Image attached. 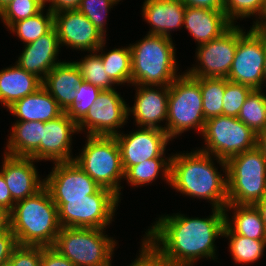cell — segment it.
Returning a JSON list of instances; mask_svg holds the SVG:
<instances>
[{"label": "cell", "instance_id": "33", "mask_svg": "<svg viewBox=\"0 0 266 266\" xmlns=\"http://www.w3.org/2000/svg\"><path fill=\"white\" fill-rule=\"evenodd\" d=\"M263 90H253L241 107L238 119L255 134L266 129V94Z\"/></svg>", "mask_w": 266, "mask_h": 266}, {"label": "cell", "instance_id": "4", "mask_svg": "<svg viewBox=\"0 0 266 266\" xmlns=\"http://www.w3.org/2000/svg\"><path fill=\"white\" fill-rule=\"evenodd\" d=\"M131 51L132 85L170 86L180 75L173 39L146 34Z\"/></svg>", "mask_w": 266, "mask_h": 266}, {"label": "cell", "instance_id": "19", "mask_svg": "<svg viewBox=\"0 0 266 266\" xmlns=\"http://www.w3.org/2000/svg\"><path fill=\"white\" fill-rule=\"evenodd\" d=\"M78 134V125L64 112L58 118L46 121L42 128L40 161H73L72 136Z\"/></svg>", "mask_w": 266, "mask_h": 266}, {"label": "cell", "instance_id": "14", "mask_svg": "<svg viewBox=\"0 0 266 266\" xmlns=\"http://www.w3.org/2000/svg\"><path fill=\"white\" fill-rule=\"evenodd\" d=\"M134 131V132H133ZM115 135L118 142L124 172L130 167L152 158L165 157L166 146L172 139L166 131L155 128H140Z\"/></svg>", "mask_w": 266, "mask_h": 266}, {"label": "cell", "instance_id": "11", "mask_svg": "<svg viewBox=\"0 0 266 266\" xmlns=\"http://www.w3.org/2000/svg\"><path fill=\"white\" fill-rule=\"evenodd\" d=\"M238 26V44L228 81L263 90V67L266 48V27Z\"/></svg>", "mask_w": 266, "mask_h": 266}, {"label": "cell", "instance_id": "43", "mask_svg": "<svg viewBox=\"0 0 266 266\" xmlns=\"http://www.w3.org/2000/svg\"><path fill=\"white\" fill-rule=\"evenodd\" d=\"M40 266H75L54 247H42Z\"/></svg>", "mask_w": 266, "mask_h": 266}, {"label": "cell", "instance_id": "34", "mask_svg": "<svg viewBox=\"0 0 266 266\" xmlns=\"http://www.w3.org/2000/svg\"><path fill=\"white\" fill-rule=\"evenodd\" d=\"M89 53L80 61H73L78 67L83 80L101 90L115 89L116 84L106 74L101 56L96 51Z\"/></svg>", "mask_w": 266, "mask_h": 266}, {"label": "cell", "instance_id": "23", "mask_svg": "<svg viewBox=\"0 0 266 266\" xmlns=\"http://www.w3.org/2000/svg\"><path fill=\"white\" fill-rule=\"evenodd\" d=\"M82 81L83 78L75 63L62 61L42 80V87L65 111L73 103L77 87Z\"/></svg>", "mask_w": 266, "mask_h": 266}, {"label": "cell", "instance_id": "3", "mask_svg": "<svg viewBox=\"0 0 266 266\" xmlns=\"http://www.w3.org/2000/svg\"><path fill=\"white\" fill-rule=\"evenodd\" d=\"M8 225L18 245L53 247L61 226L49 191L43 187L35 195L17 201L8 214Z\"/></svg>", "mask_w": 266, "mask_h": 266}, {"label": "cell", "instance_id": "22", "mask_svg": "<svg viewBox=\"0 0 266 266\" xmlns=\"http://www.w3.org/2000/svg\"><path fill=\"white\" fill-rule=\"evenodd\" d=\"M183 26L199 46L219 38L232 24L223 10L186 6Z\"/></svg>", "mask_w": 266, "mask_h": 266}, {"label": "cell", "instance_id": "12", "mask_svg": "<svg viewBox=\"0 0 266 266\" xmlns=\"http://www.w3.org/2000/svg\"><path fill=\"white\" fill-rule=\"evenodd\" d=\"M238 44V25H232L219 38L196 48L197 65L186 70L194 78H227Z\"/></svg>", "mask_w": 266, "mask_h": 266}, {"label": "cell", "instance_id": "21", "mask_svg": "<svg viewBox=\"0 0 266 266\" xmlns=\"http://www.w3.org/2000/svg\"><path fill=\"white\" fill-rule=\"evenodd\" d=\"M185 8L181 0H144L141 12L151 26L148 34L172 39L171 32L183 28Z\"/></svg>", "mask_w": 266, "mask_h": 266}, {"label": "cell", "instance_id": "5", "mask_svg": "<svg viewBox=\"0 0 266 266\" xmlns=\"http://www.w3.org/2000/svg\"><path fill=\"white\" fill-rule=\"evenodd\" d=\"M205 121L200 78L182 72L169 86L165 131L172 140L188 130L201 135Z\"/></svg>", "mask_w": 266, "mask_h": 266}, {"label": "cell", "instance_id": "30", "mask_svg": "<svg viewBox=\"0 0 266 266\" xmlns=\"http://www.w3.org/2000/svg\"><path fill=\"white\" fill-rule=\"evenodd\" d=\"M229 238V251L235 264L255 263L264 255L266 240H256L233 233L226 225L222 238Z\"/></svg>", "mask_w": 266, "mask_h": 266}, {"label": "cell", "instance_id": "26", "mask_svg": "<svg viewBox=\"0 0 266 266\" xmlns=\"http://www.w3.org/2000/svg\"><path fill=\"white\" fill-rule=\"evenodd\" d=\"M44 122L15 121L11 126L5 154L16 157H32L40 161V143Z\"/></svg>", "mask_w": 266, "mask_h": 266}, {"label": "cell", "instance_id": "35", "mask_svg": "<svg viewBox=\"0 0 266 266\" xmlns=\"http://www.w3.org/2000/svg\"><path fill=\"white\" fill-rule=\"evenodd\" d=\"M205 120L223 115L225 78H200Z\"/></svg>", "mask_w": 266, "mask_h": 266}, {"label": "cell", "instance_id": "7", "mask_svg": "<svg viewBox=\"0 0 266 266\" xmlns=\"http://www.w3.org/2000/svg\"><path fill=\"white\" fill-rule=\"evenodd\" d=\"M226 163L228 204L255 205L266 196V158L257 147Z\"/></svg>", "mask_w": 266, "mask_h": 266}, {"label": "cell", "instance_id": "39", "mask_svg": "<svg viewBox=\"0 0 266 266\" xmlns=\"http://www.w3.org/2000/svg\"><path fill=\"white\" fill-rule=\"evenodd\" d=\"M252 91V88L244 84L234 83L225 78L223 115L238 117L241 107L244 105V102Z\"/></svg>", "mask_w": 266, "mask_h": 266}, {"label": "cell", "instance_id": "47", "mask_svg": "<svg viewBox=\"0 0 266 266\" xmlns=\"http://www.w3.org/2000/svg\"><path fill=\"white\" fill-rule=\"evenodd\" d=\"M256 147L266 158V129L256 134Z\"/></svg>", "mask_w": 266, "mask_h": 266}, {"label": "cell", "instance_id": "17", "mask_svg": "<svg viewBox=\"0 0 266 266\" xmlns=\"http://www.w3.org/2000/svg\"><path fill=\"white\" fill-rule=\"evenodd\" d=\"M135 102L128 106V116L131 114L135 125L141 128H155L165 131L168 112L169 86L133 85ZM165 125H161L163 122Z\"/></svg>", "mask_w": 266, "mask_h": 266}, {"label": "cell", "instance_id": "18", "mask_svg": "<svg viewBox=\"0 0 266 266\" xmlns=\"http://www.w3.org/2000/svg\"><path fill=\"white\" fill-rule=\"evenodd\" d=\"M3 155L0 173L15 202L35 195L44 187V179L38 175L34 165L39 161L32 157H16L5 153Z\"/></svg>", "mask_w": 266, "mask_h": 266}, {"label": "cell", "instance_id": "42", "mask_svg": "<svg viewBox=\"0 0 266 266\" xmlns=\"http://www.w3.org/2000/svg\"><path fill=\"white\" fill-rule=\"evenodd\" d=\"M16 238L9 225L0 229V266L10 259L13 249L17 246Z\"/></svg>", "mask_w": 266, "mask_h": 266}, {"label": "cell", "instance_id": "49", "mask_svg": "<svg viewBox=\"0 0 266 266\" xmlns=\"http://www.w3.org/2000/svg\"><path fill=\"white\" fill-rule=\"evenodd\" d=\"M8 225V213L0 207V229Z\"/></svg>", "mask_w": 266, "mask_h": 266}, {"label": "cell", "instance_id": "27", "mask_svg": "<svg viewBox=\"0 0 266 266\" xmlns=\"http://www.w3.org/2000/svg\"><path fill=\"white\" fill-rule=\"evenodd\" d=\"M232 211V219L228 211ZM225 225L235 234L256 240H266V229L255 205L227 204L224 208Z\"/></svg>", "mask_w": 266, "mask_h": 266}, {"label": "cell", "instance_id": "24", "mask_svg": "<svg viewBox=\"0 0 266 266\" xmlns=\"http://www.w3.org/2000/svg\"><path fill=\"white\" fill-rule=\"evenodd\" d=\"M17 117L16 121L46 122L58 118L64 113L56 100L40 87L35 93L15 101L7 111Z\"/></svg>", "mask_w": 266, "mask_h": 266}, {"label": "cell", "instance_id": "51", "mask_svg": "<svg viewBox=\"0 0 266 266\" xmlns=\"http://www.w3.org/2000/svg\"><path fill=\"white\" fill-rule=\"evenodd\" d=\"M13 0H0V12L6 8Z\"/></svg>", "mask_w": 266, "mask_h": 266}, {"label": "cell", "instance_id": "1", "mask_svg": "<svg viewBox=\"0 0 266 266\" xmlns=\"http://www.w3.org/2000/svg\"><path fill=\"white\" fill-rule=\"evenodd\" d=\"M211 209L207 218L179 212L160 215L146 230L143 240L170 266H195L201 258L216 261L215 241L223 236L225 212Z\"/></svg>", "mask_w": 266, "mask_h": 266}, {"label": "cell", "instance_id": "28", "mask_svg": "<svg viewBox=\"0 0 266 266\" xmlns=\"http://www.w3.org/2000/svg\"><path fill=\"white\" fill-rule=\"evenodd\" d=\"M106 41L96 50L101 56L105 72L116 85L131 84L132 62L129 45L104 51ZM101 52V53H100Z\"/></svg>", "mask_w": 266, "mask_h": 266}, {"label": "cell", "instance_id": "25", "mask_svg": "<svg viewBox=\"0 0 266 266\" xmlns=\"http://www.w3.org/2000/svg\"><path fill=\"white\" fill-rule=\"evenodd\" d=\"M40 87L42 80L17 64L0 70V103L4 108L35 93Z\"/></svg>", "mask_w": 266, "mask_h": 266}, {"label": "cell", "instance_id": "50", "mask_svg": "<svg viewBox=\"0 0 266 266\" xmlns=\"http://www.w3.org/2000/svg\"><path fill=\"white\" fill-rule=\"evenodd\" d=\"M266 86V48L264 57V67H263V88Z\"/></svg>", "mask_w": 266, "mask_h": 266}, {"label": "cell", "instance_id": "16", "mask_svg": "<svg viewBox=\"0 0 266 266\" xmlns=\"http://www.w3.org/2000/svg\"><path fill=\"white\" fill-rule=\"evenodd\" d=\"M44 178V187L52 199H86L101 187L75 162H55Z\"/></svg>", "mask_w": 266, "mask_h": 266}, {"label": "cell", "instance_id": "46", "mask_svg": "<svg viewBox=\"0 0 266 266\" xmlns=\"http://www.w3.org/2000/svg\"><path fill=\"white\" fill-rule=\"evenodd\" d=\"M186 6L223 10L224 0H181Z\"/></svg>", "mask_w": 266, "mask_h": 266}, {"label": "cell", "instance_id": "2", "mask_svg": "<svg viewBox=\"0 0 266 266\" xmlns=\"http://www.w3.org/2000/svg\"><path fill=\"white\" fill-rule=\"evenodd\" d=\"M171 155L170 187L182 196L205 199L212 208L224 209L228 204L226 161L198 148ZM214 160L225 175L218 171Z\"/></svg>", "mask_w": 266, "mask_h": 266}, {"label": "cell", "instance_id": "32", "mask_svg": "<svg viewBox=\"0 0 266 266\" xmlns=\"http://www.w3.org/2000/svg\"><path fill=\"white\" fill-rule=\"evenodd\" d=\"M223 11L232 25L256 16L252 27H266V0H224Z\"/></svg>", "mask_w": 266, "mask_h": 266}, {"label": "cell", "instance_id": "36", "mask_svg": "<svg viewBox=\"0 0 266 266\" xmlns=\"http://www.w3.org/2000/svg\"><path fill=\"white\" fill-rule=\"evenodd\" d=\"M101 89L85 82L78 85L73 103L64 111L77 125L85 118L89 108L94 105Z\"/></svg>", "mask_w": 266, "mask_h": 266}, {"label": "cell", "instance_id": "48", "mask_svg": "<svg viewBox=\"0 0 266 266\" xmlns=\"http://www.w3.org/2000/svg\"><path fill=\"white\" fill-rule=\"evenodd\" d=\"M255 206L257 207V209L261 214L266 229V196L261 201L256 203Z\"/></svg>", "mask_w": 266, "mask_h": 266}, {"label": "cell", "instance_id": "13", "mask_svg": "<svg viewBox=\"0 0 266 266\" xmlns=\"http://www.w3.org/2000/svg\"><path fill=\"white\" fill-rule=\"evenodd\" d=\"M128 104L115 89L102 90L85 118L78 124L79 133L90 136H115L129 120ZM87 131V132H86Z\"/></svg>", "mask_w": 266, "mask_h": 266}, {"label": "cell", "instance_id": "41", "mask_svg": "<svg viewBox=\"0 0 266 266\" xmlns=\"http://www.w3.org/2000/svg\"><path fill=\"white\" fill-rule=\"evenodd\" d=\"M137 258L127 266H170L143 239Z\"/></svg>", "mask_w": 266, "mask_h": 266}, {"label": "cell", "instance_id": "38", "mask_svg": "<svg viewBox=\"0 0 266 266\" xmlns=\"http://www.w3.org/2000/svg\"><path fill=\"white\" fill-rule=\"evenodd\" d=\"M44 8L39 0H13L0 12V19L9 28L13 23L34 16Z\"/></svg>", "mask_w": 266, "mask_h": 266}, {"label": "cell", "instance_id": "29", "mask_svg": "<svg viewBox=\"0 0 266 266\" xmlns=\"http://www.w3.org/2000/svg\"><path fill=\"white\" fill-rule=\"evenodd\" d=\"M170 163L171 158H152L145 160L140 164L130 166L124 172V179L127 180L129 186L138 187L149 185L160 177L166 183L170 182Z\"/></svg>", "mask_w": 266, "mask_h": 266}, {"label": "cell", "instance_id": "9", "mask_svg": "<svg viewBox=\"0 0 266 266\" xmlns=\"http://www.w3.org/2000/svg\"><path fill=\"white\" fill-rule=\"evenodd\" d=\"M58 208L61 228L107 229L114 221L120 200L116 194L101 187L86 199H52Z\"/></svg>", "mask_w": 266, "mask_h": 266}, {"label": "cell", "instance_id": "31", "mask_svg": "<svg viewBox=\"0 0 266 266\" xmlns=\"http://www.w3.org/2000/svg\"><path fill=\"white\" fill-rule=\"evenodd\" d=\"M45 7L36 15L13 23L9 28L13 34L23 42L24 45L29 44L41 36L47 34L54 27V14Z\"/></svg>", "mask_w": 266, "mask_h": 266}, {"label": "cell", "instance_id": "20", "mask_svg": "<svg viewBox=\"0 0 266 266\" xmlns=\"http://www.w3.org/2000/svg\"><path fill=\"white\" fill-rule=\"evenodd\" d=\"M20 53L17 64L25 71L36 75L43 80L47 74L58 64L57 60L60 52V44L56 28L53 27L47 34L37 40L24 45Z\"/></svg>", "mask_w": 266, "mask_h": 266}, {"label": "cell", "instance_id": "52", "mask_svg": "<svg viewBox=\"0 0 266 266\" xmlns=\"http://www.w3.org/2000/svg\"><path fill=\"white\" fill-rule=\"evenodd\" d=\"M39 1L44 5V7H47L46 3H50L51 2V0H39Z\"/></svg>", "mask_w": 266, "mask_h": 266}, {"label": "cell", "instance_id": "44", "mask_svg": "<svg viewBox=\"0 0 266 266\" xmlns=\"http://www.w3.org/2000/svg\"><path fill=\"white\" fill-rule=\"evenodd\" d=\"M15 203L3 175L0 173V207L9 214L13 210Z\"/></svg>", "mask_w": 266, "mask_h": 266}, {"label": "cell", "instance_id": "15", "mask_svg": "<svg viewBox=\"0 0 266 266\" xmlns=\"http://www.w3.org/2000/svg\"><path fill=\"white\" fill-rule=\"evenodd\" d=\"M54 27L60 48L67 46L78 51L94 52L107 41L106 36L78 10L55 13Z\"/></svg>", "mask_w": 266, "mask_h": 266}, {"label": "cell", "instance_id": "45", "mask_svg": "<svg viewBox=\"0 0 266 266\" xmlns=\"http://www.w3.org/2000/svg\"><path fill=\"white\" fill-rule=\"evenodd\" d=\"M81 0H51L48 9L53 13L65 10H77Z\"/></svg>", "mask_w": 266, "mask_h": 266}, {"label": "cell", "instance_id": "10", "mask_svg": "<svg viewBox=\"0 0 266 266\" xmlns=\"http://www.w3.org/2000/svg\"><path fill=\"white\" fill-rule=\"evenodd\" d=\"M199 150L227 161L256 147V134L237 117L219 115L205 121Z\"/></svg>", "mask_w": 266, "mask_h": 266}, {"label": "cell", "instance_id": "40", "mask_svg": "<svg viewBox=\"0 0 266 266\" xmlns=\"http://www.w3.org/2000/svg\"><path fill=\"white\" fill-rule=\"evenodd\" d=\"M42 247L17 245L10 256L9 266H40Z\"/></svg>", "mask_w": 266, "mask_h": 266}, {"label": "cell", "instance_id": "8", "mask_svg": "<svg viewBox=\"0 0 266 266\" xmlns=\"http://www.w3.org/2000/svg\"><path fill=\"white\" fill-rule=\"evenodd\" d=\"M105 230L63 227L53 247L75 266H112L117 240Z\"/></svg>", "mask_w": 266, "mask_h": 266}, {"label": "cell", "instance_id": "37", "mask_svg": "<svg viewBox=\"0 0 266 266\" xmlns=\"http://www.w3.org/2000/svg\"><path fill=\"white\" fill-rule=\"evenodd\" d=\"M119 0H81L78 11L84 14L88 20L99 29L105 36L107 25V14Z\"/></svg>", "mask_w": 266, "mask_h": 266}, {"label": "cell", "instance_id": "6", "mask_svg": "<svg viewBox=\"0 0 266 266\" xmlns=\"http://www.w3.org/2000/svg\"><path fill=\"white\" fill-rule=\"evenodd\" d=\"M85 146L74 162L100 187L116 194L121 201L120 186L124 179L121 153L115 136L86 135Z\"/></svg>", "mask_w": 266, "mask_h": 266}]
</instances>
